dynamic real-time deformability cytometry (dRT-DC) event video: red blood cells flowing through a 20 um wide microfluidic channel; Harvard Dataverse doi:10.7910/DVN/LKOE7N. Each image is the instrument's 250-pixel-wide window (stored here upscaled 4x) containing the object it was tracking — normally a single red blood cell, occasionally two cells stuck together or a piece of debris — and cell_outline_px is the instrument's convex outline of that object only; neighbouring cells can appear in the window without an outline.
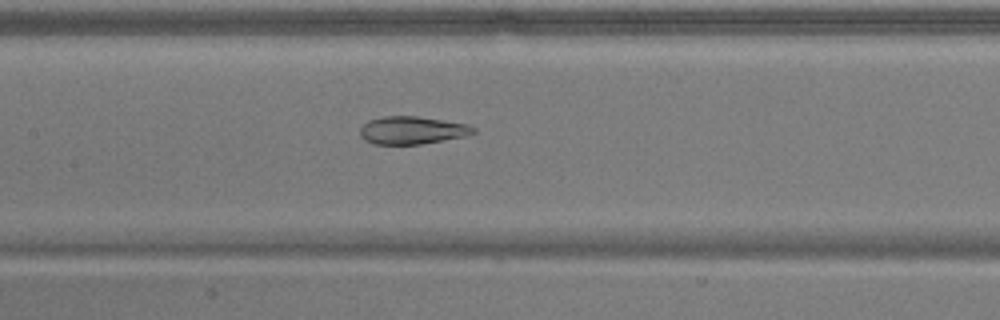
{"species": "common noctule bat (a hibernating species)", "species_latin": "Nyctalus noctula", "temperature_condition": "warm", "stored_images_in_passage": 51, "camera_frame_rate_fps": 3000, "um_per_image_px": 0.085, "animal": {"sex": "male", "body_mass_g": 17.9}, "frame": {"image": 1, "passage_image": 25, "time_ms": 8.0, "image_size_px": [1000, 320], "cell_outline_px": [[476, 132], [468, 136], [420, 144], [372, 144], [364, 140], [360, 136], [360, 128], [368, 120], [384, 116], [416, 116], [468, 124], [476, 128]], "centroid_in_image_um": [35.03, 11.07], "position_along_channel_um": 172.4, "area_um2": 18.44}}
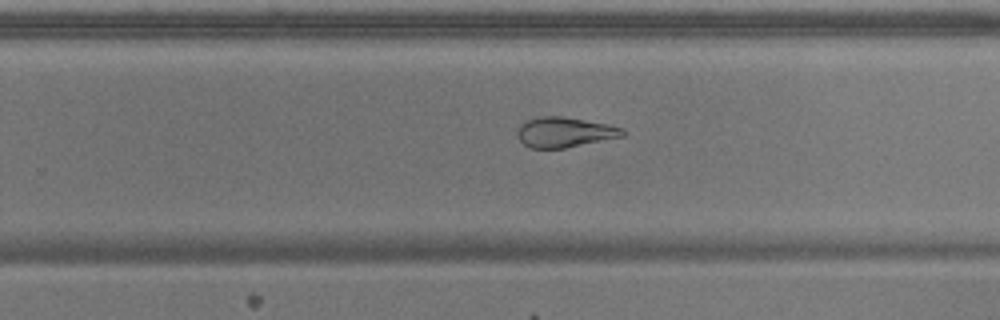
{"frame": {"image": 2, "passage_image": 34, "time_ms": 11.0, "image_size_px": [1000, 320], "cell_outline_px": [[624, 136], [564, 148], [528, 148], [516, 136], [516, 132], [520, 124], [528, 120], [544, 116], [564, 116], [624, 128]], "centroid_in_image_um": [47.95, 11.24], "position_along_channel_um": 281.9, "area_um2": 18.32}}
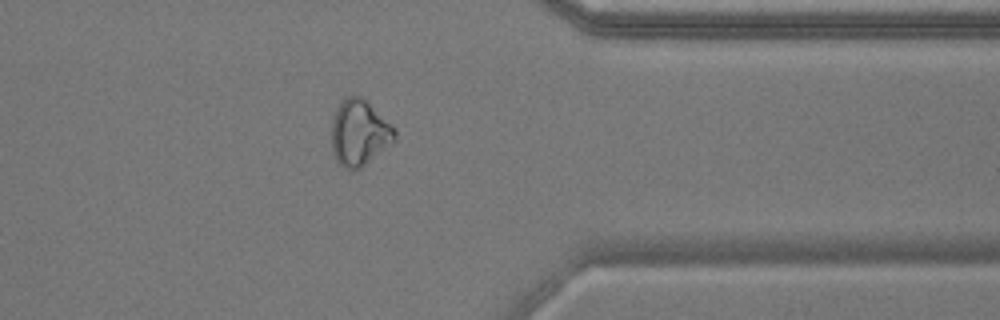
{"frame": {"image": 3, "passage_image": 43, "time_ms": 14.0, "image_size_px": [1000, 320], "cell_outline_px": [[396, 136], [392, 140], [360, 168], [344, 168], [336, 160], [332, 152], [332, 116], [336, 108], [348, 96], [360, 96], [368, 100], [396, 132]], "centroid_in_image_um": [30.48, 11.25], "position_along_channel_um": 380.9, "area_um2": 23.47}, "authors_computed_cell_mechanics": {"area_um2": 23.5824, "velocity_mm_per_s": 3.6571, "shape_relaxation_time_tau1_ms": null, "shape_relaxation_time_tau2_ms": 2.5418, "deformation_change_tau1": null, "deformation_change_tau2": 0.0361}}